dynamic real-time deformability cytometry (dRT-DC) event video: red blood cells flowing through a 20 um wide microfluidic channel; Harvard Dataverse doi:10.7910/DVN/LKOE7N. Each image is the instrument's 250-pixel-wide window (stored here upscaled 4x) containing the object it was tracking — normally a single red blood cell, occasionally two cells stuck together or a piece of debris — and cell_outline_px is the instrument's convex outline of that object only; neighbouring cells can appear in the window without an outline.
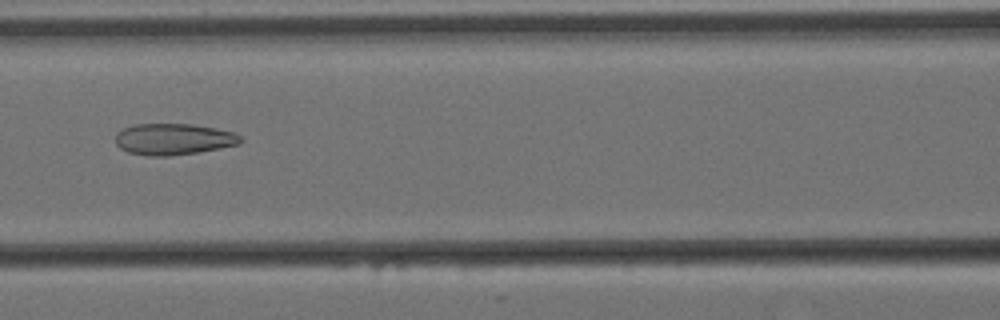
{"species": "Egyptian fruit bat (a non-hibernating species)", "species_latin": "Rousettus aegyptiacus", "temperature_condition": "cold", "stored_images_in_passage": 44, "camera_frame_rate_fps": 3000, "um_per_image_px": 0.085, "animal": {"sex": "female"}, "frame": {"image": 1, "passage_image": 11, "time_ms": 3.333, "image_size_px": [1000, 320], "cell_outline_px": [[244, 140], [240, 144], [220, 148], [196, 152], [168, 156], [148, 156], [128, 152], [120, 148], [116, 144], [116, 132], [124, 128], [136, 124], [192, 124], [216, 128], [232, 132], [244, 136]], "centroid_in_image_um": [14.77, 11.83], "position_along_channel_um": 151.8, "area_um2": 22.95}}
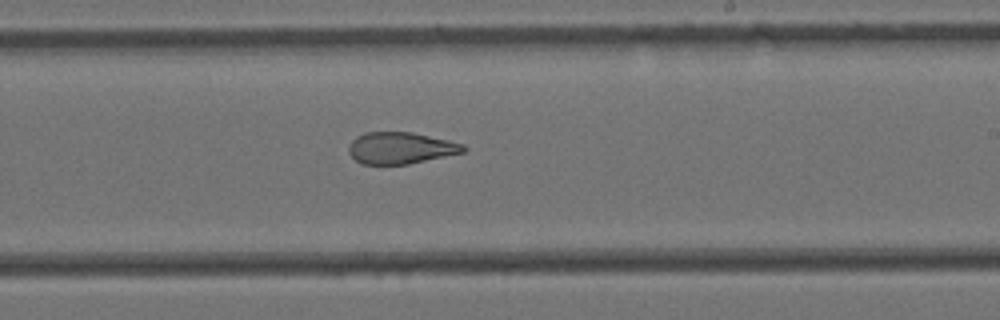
{"frame": {"image": 2, "passage_image": 20, "time_ms": 6.333, "image_size_px": [1000, 320], "cell_outline_px": [[468, 148], [464, 152], [408, 164], [360, 164], [348, 152], [348, 148], [352, 140], [356, 136], [364, 132], [412, 132], [448, 140], [464, 144]], "centroid_in_image_um": [34.04, 12.57], "position_along_channel_um": 255.0, "area_um2": 21.15}}
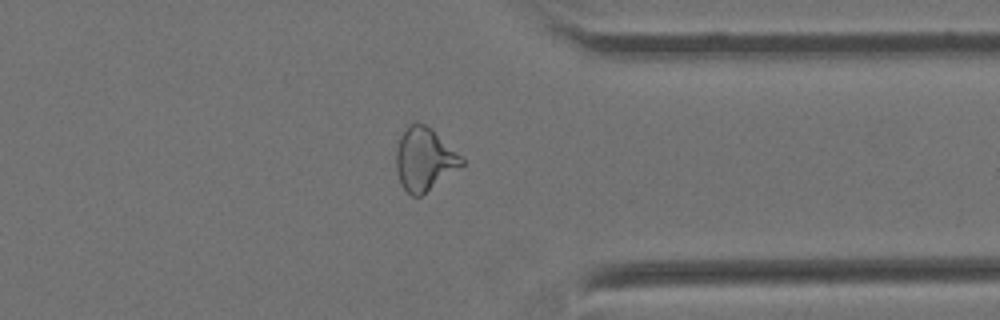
{"frame": {"image": 3, "passage_image": 31, "time_ms": 10.0, "image_size_px": [1000, 320], "cell_outline_px": [[464, 164], [420, 196], [412, 196], [400, 184], [396, 168], [396, 148], [400, 136], [408, 124], [416, 120], [432, 128], [464, 160]], "centroid_in_image_um": [36.03, 13.49], "position_along_channel_um": 375.4, "area_um2": 23.81}, "authors_computed_cell_mechanics": {"area_um2": 23.7269, "velocity_mm_per_s": 3.4557, "shape_relaxation_time_tau1_ms": null, "shape_relaxation_time_tau2_ms": 2.5417, "deformation_change_tau1": null, "deformation_change_tau2": 0.1127}}